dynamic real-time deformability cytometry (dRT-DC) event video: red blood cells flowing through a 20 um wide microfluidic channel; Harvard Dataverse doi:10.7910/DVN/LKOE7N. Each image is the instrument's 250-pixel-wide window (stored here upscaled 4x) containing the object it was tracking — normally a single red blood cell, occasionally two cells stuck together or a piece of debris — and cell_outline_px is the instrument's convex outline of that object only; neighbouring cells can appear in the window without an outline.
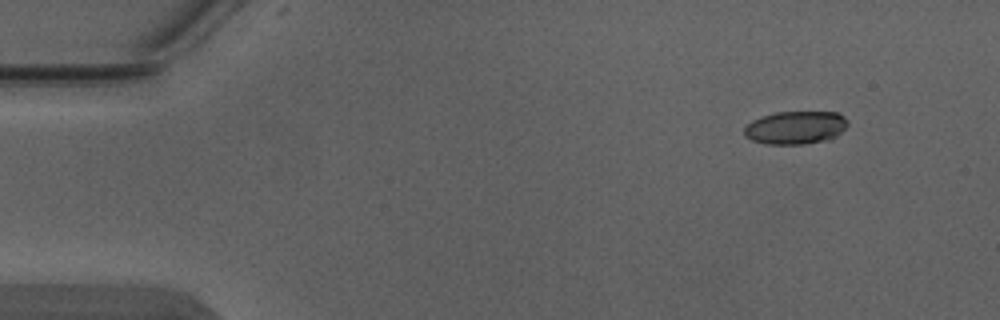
{"species": "Egyptian fruit bat (a non-hibernating species)", "species_latin": "Rousettus aegyptiacus", "temperature_condition": "warm", "stored_images_in_passage": 7, "camera_frame_rate_fps": 3000, "um_per_image_px": 0.085, "animal": {"sex": "male"}, "frame": {"image": 1, "passage_image": 1, "time_ms": 0.0, "image_size_px": [1000, 320], "cell_outline_px": [[848, 124], [836, 136], [828, 140], [804, 144], [764, 144], [752, 140], [744, 136], [744, 128], [752, 120], [776, 112], [836, 112], [844, 116], [848, 120]], "centroid_in_image_um": [67.62, 10.85], "position_along_channel_um": 17.4, "area_um2": 19.94}}
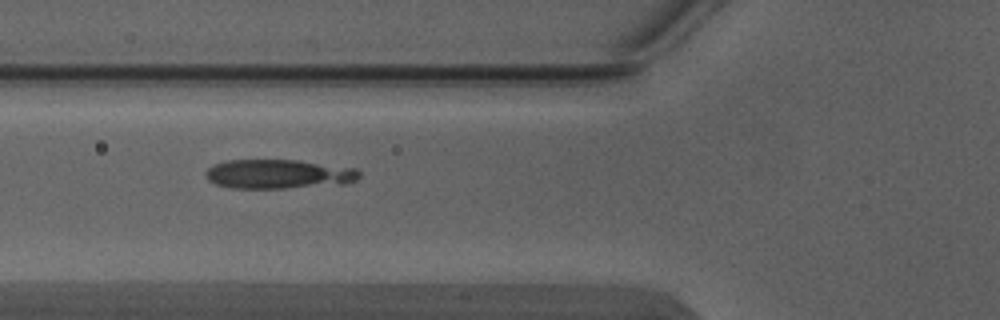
{"frame": {"image": 2, "passage_image": 5, "time_ms": 1.333, "image_size_px": [1000, 320], "cell_outline_px": [[360, 176], [356, 180], [344, 184], [284, 188], [232, 188], [216, 184], [208, 180], [204, 172], [208, 168], [216, 164], [228, 160], [300, 160], [356, 168], [360, 172]], "centroid_in_image_um": [23.7, 14.79], "position_along_channel_um": 102.1, "area_um2": 26.24}}
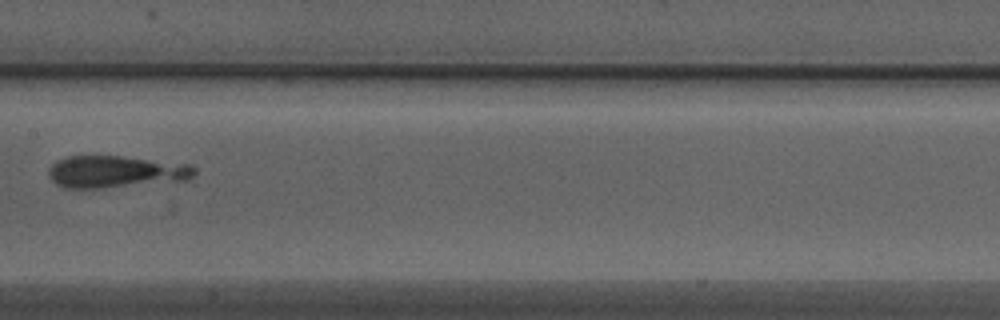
{"frame": {"image": 3, "passage_image": 7, "time_ms": 2.0, "image_size_px": [1000, 320], "cell_outline_px": [[196, 172], [188, 180], [100, 188], [64, 188], [56, 184], [48, 176], [48, 172], [52, 164], [56, 160], [68, 156], [120, 156], [192, 164], [196, 168]], "centroid_in_image_um": [9.84, 14.59], "position_along_channel_um": 197.6, "area_um2": 27.34}}